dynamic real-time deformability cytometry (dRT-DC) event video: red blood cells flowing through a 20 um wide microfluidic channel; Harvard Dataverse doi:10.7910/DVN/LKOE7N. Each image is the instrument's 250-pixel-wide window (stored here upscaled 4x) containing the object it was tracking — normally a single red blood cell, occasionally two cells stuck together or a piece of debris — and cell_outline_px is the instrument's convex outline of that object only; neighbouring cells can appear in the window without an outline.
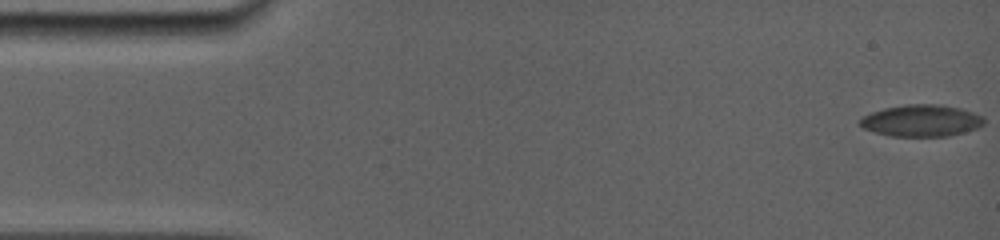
{"species": "common noctule bat (a hibernating species)", "species_latin": "Nyctalus noctula", "temperature_condition": "room temperature", "stored_images_in_passage": 36, "camera_frame_rate_fps": 5000, "um_per_image_px": 0.085, "animal": {"sex": "female", "body_mass_g": 19.0, "forearm_length_mm": 56.7}, "frame": {"image": 1, "passage_image": 1, "time_ms": 0.0, "image_size_px": [1000, 240], "cell_outline_px": [[984, 124], [976, 128], [964, 132], [948, 136], [892, 136], [876, 132], [864, 128], [860, 124], [860, 120], [864, 116], [872, 112], [884, 108], [904, 104], [940, 104], [960, 108], [984, 116]], "centroid_in_image_um": [78.35, 10.24], "position_along_channel_um": 6.7, "area_um2": 22.83}}
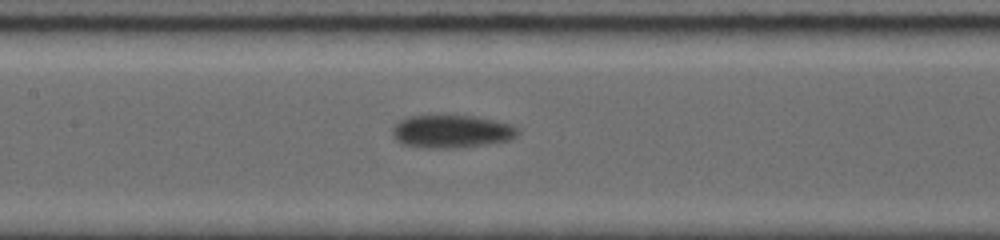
{"frame": {"image": 2, "passage_image": 16, "time_ms": 7.8, "image_size_px": [1000, 240], "cell_outline_px": [[520, 132], [512, 140], [488, 144], [452, 148], [428, 148], [400, 144], [392, 136], [392, 128], [400, 120], [408, 116], [476, 116], [496, 120], [520, 128]], "centroid_in_image_um": [38.4, 11.18], "position_along_channel_um": 169.0, "area_um2": 24.22}}
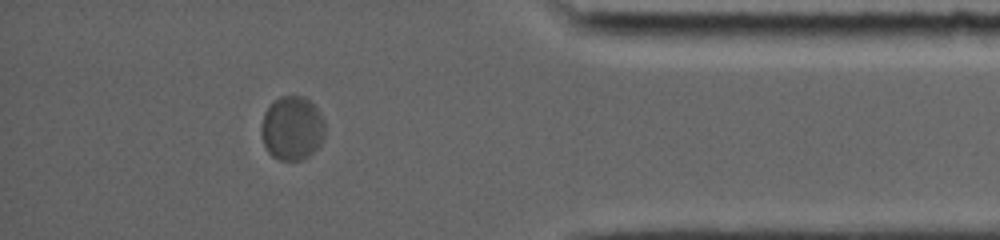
{"frame": {"image": 3, "passage_image": 31, "time_ms": 14.8, "image_size_px": [1000, 240], "cell_outline_px": [[324, 140], [308, 156], [300, 160], [280, 160], [272, 156], [268, 152], [264, 144], [260, 132], [260, 128], [264, 112], [280, 96], [304, 96], [320, 112], [324, 120]], "centroid_in_image_um": [24.82, 10.9], "position_along_channel_um": 410.4, "area_um2": 23.7}, "authors_computed_cell_mechanics": {"area_um2": 23.1489, "velocity_mm_per_s": 3.7061, "shape_relaxation_time_tau1_ms": 2.8986, "shape_relaxation_time_tau2_ms": 2.9271, "deformation_change_tau1": 0.0755, "deformation_change_tau2": null}}